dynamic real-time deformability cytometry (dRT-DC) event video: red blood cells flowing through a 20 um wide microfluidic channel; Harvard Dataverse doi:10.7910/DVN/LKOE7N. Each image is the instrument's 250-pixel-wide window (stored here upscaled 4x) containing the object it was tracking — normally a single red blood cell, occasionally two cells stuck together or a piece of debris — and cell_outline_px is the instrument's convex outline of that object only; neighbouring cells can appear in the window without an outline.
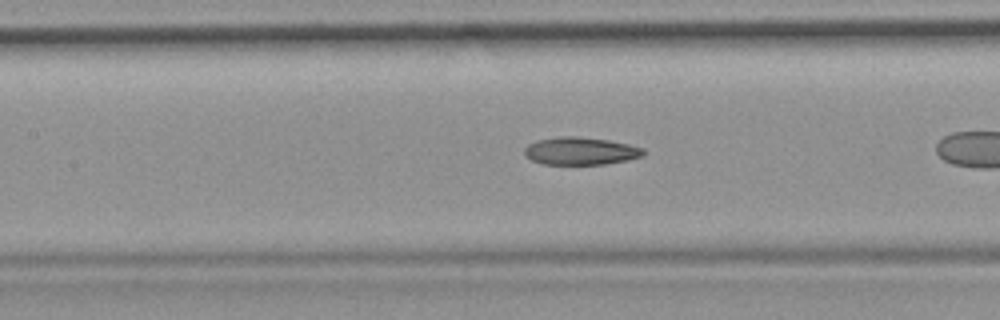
{"species": "common noctule bat (a hibernating species)", "species_latin": "Nyctalus noctula", "temperature_condition": "room temperature", "stored_images_in_passage": 24, "camera_frame_rate_fps": 3000, "um_per_image_px": 0.085, "animal": {"sex": "female", "body_mass_g": 19.9}, "frame": {"image": 1, "passage_image": 8, "time_ms": 2.333, "image_size_px": [1000, 320], "cell_outline_px": [[644, 156], [628, 160], [604, 164], [540, 164], [524, 156], [524, 148], [528, 144], [536, 140], [560, 136], [576, 136], [608, 140], [628, 144], [644, 148]], "centroid_in_image_um": [49.32, 12.83], "position_along_channel_um": 158.1, "area_um2": 19.31}}